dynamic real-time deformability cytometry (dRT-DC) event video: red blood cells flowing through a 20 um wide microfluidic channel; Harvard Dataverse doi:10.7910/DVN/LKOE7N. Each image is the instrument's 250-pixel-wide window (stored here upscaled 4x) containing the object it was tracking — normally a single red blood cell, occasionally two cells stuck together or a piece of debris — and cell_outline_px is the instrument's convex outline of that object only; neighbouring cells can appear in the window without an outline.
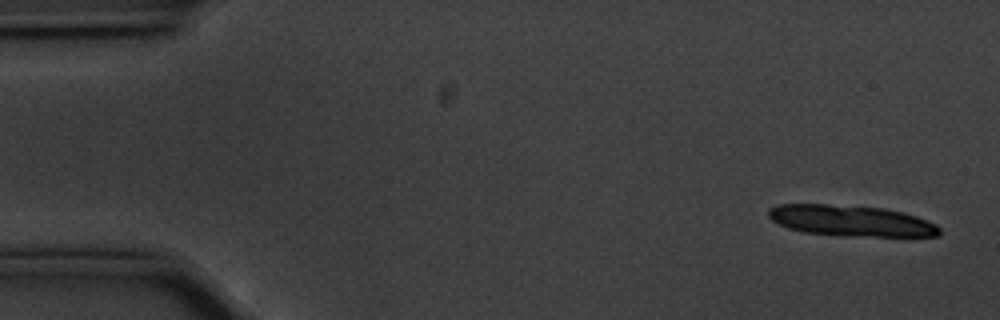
{"species": "common noctule bat (a hibernating species)", "species_latin": "Nyctalus noctula", "temperature_condition": "cold", "stored_images_in_passage": 14, "camera_frame_rate_fps": 3000, "um_per_image_px": 0.085, "animal": {"sex": "male", "body_mass_g": 20.1, "forearm_length_mm": 53.5}, "frame": {"image": 1, "passage_image": 2, "time_ms": 0.333, "image_size_px": [1000, 320], "cell_outline_px": [[940, 236], [844, 236], [804, 232], [788, 228], [772, 220], [768, 216], [768, 208], [780, 204], [828, 204], [884, 208], [904, 212], [916, 216], [936, 224], [940, 228]], "centroid_in_image_um": [72.34, 18.76], "position_along_channel_um": 12.7, "area_um2": 30.92}}